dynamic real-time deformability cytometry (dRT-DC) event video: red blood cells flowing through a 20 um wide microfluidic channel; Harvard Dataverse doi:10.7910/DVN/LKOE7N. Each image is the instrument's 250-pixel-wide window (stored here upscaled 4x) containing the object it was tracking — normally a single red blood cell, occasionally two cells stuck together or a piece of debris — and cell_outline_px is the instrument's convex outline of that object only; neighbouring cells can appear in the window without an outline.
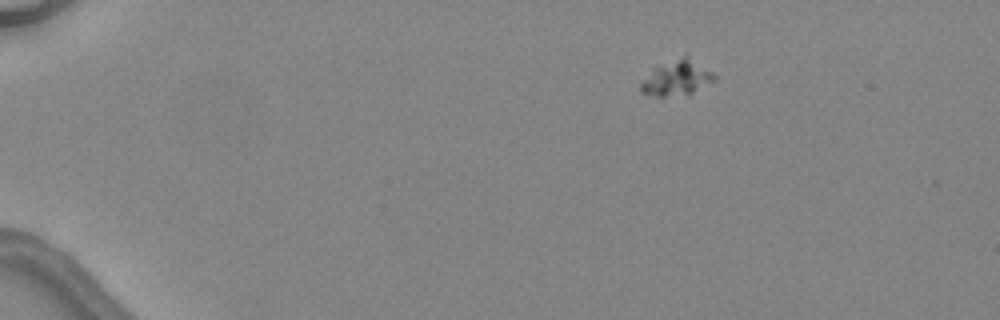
{"species": "common noctule bat (a hibernating species)", "species_latin": "Nyctalus noctula", "temperature_condition": "warm", "stored_images_in_passage": 3, "camera_frame_rate_fps": 3000, "um_per_image_px": 0.085, "animal": {"sex": "female", "body_mass_g": 24.6, "forearm_length_mm": 56.2}, "frame": {"image": 1, "passage_image": 1, "time_ms": 0.0, "image_size_px": [1000, 320], "cell_outline_px": [[716, 80], [688, 96], [656, 96], [640, 92], [640, 84], [652, 68], [684, 56], [712, 72], [716, 76]], "centroid_in_image_um": [57.52, 6.69], "position_along_channel_um": 27.5, "area_um2": 14.85}}